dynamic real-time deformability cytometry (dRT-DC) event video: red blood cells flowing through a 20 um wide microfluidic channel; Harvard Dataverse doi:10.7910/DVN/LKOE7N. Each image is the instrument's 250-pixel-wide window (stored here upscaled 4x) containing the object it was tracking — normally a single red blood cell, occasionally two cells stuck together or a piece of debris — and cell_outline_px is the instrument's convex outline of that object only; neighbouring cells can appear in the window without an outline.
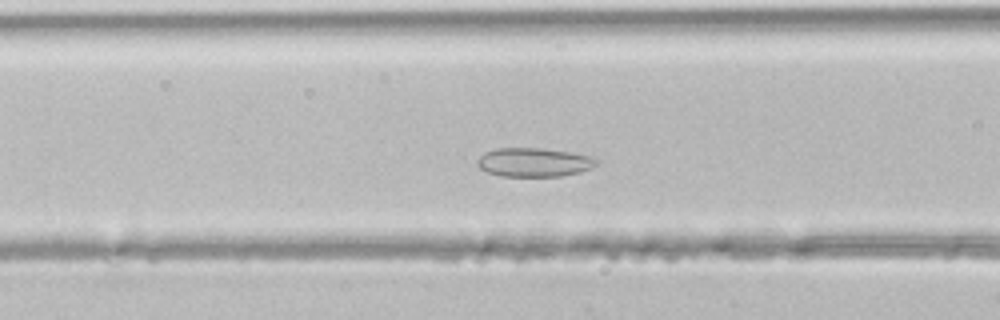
{"species": "common noctule bat (a hibernating species)", "species_latin": "Nyctalus noctula", "temperature_condition": "room temperature", "stored_images_in_passage": 34, "camera_frame_rate_fps": 3000, "um_per_image_px": 0.085, "animal": {"sex": "male", "body_mass_g": 21.5, "forearm_length_mm": 52.0}, "frame": {"image": 1, "passage_image": 7, "time_ms": 2.0, "image_size_px": [1000, 320], "cell_outline_px": [[600, 160], [592, 168], [580, 172], [560, 176], [500, 176], [488, 172], [480, 168], [476, 164], [476, 160], [484, 152], [496, 148], [540, 148], [572, 152], [592, 156]], "centroid_in_image_um": [45.4, 13.79], "position_along_channel_um": 121.2, "area_um2": 20.23}}
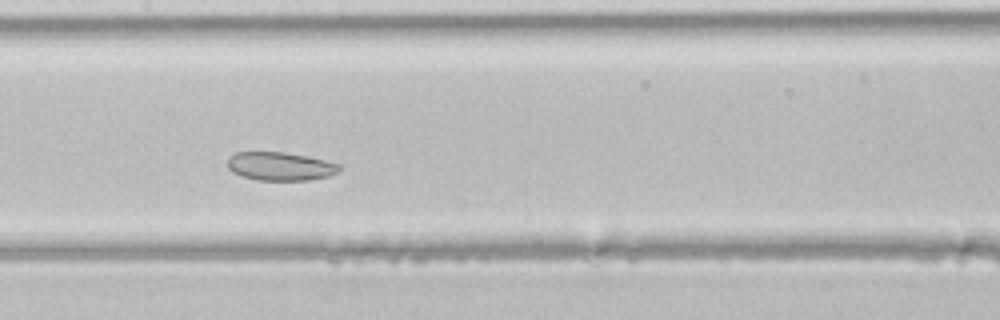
{"frame": {"image": 2, "passage_image": 11, "time_ms": 3.333, "image_size_px": [1000, 320], "cell_outline_px": [[340, 168], [336, 172], [328, 176], [308, 180], [256, 180], [240, 176], [232, 172], [228, 168], [228, 156], [236, 152], [284, 152], [308, 156], [340, 164]], "centroid_in_image_um": [23.77, 14.13], "position_along_channel_um": 183.6, "area_um2": 18.55}}
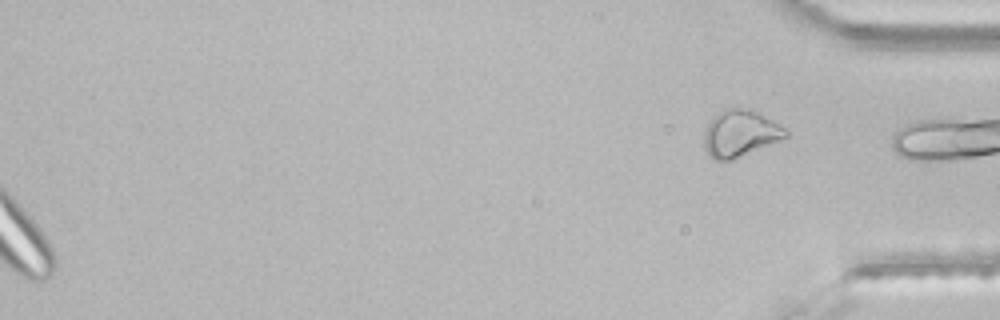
{"frame": {"image": 3, "passage_image": 34, "time_ms": 11.0, "image_size_px": [1000, 320], "cell_outline_px": [[788, 136], [780, 140], [732, 160], [716, 160], [708, 156], [704, 144], [704, 128], [708, 120], [716, 112], [724, 108], [752, 108], [760, 112], [788, 128]], "centroid_in_image_um": [62.91, 11.3], "position_along_channel_um": 372.3, "area_um2": 22.83}}